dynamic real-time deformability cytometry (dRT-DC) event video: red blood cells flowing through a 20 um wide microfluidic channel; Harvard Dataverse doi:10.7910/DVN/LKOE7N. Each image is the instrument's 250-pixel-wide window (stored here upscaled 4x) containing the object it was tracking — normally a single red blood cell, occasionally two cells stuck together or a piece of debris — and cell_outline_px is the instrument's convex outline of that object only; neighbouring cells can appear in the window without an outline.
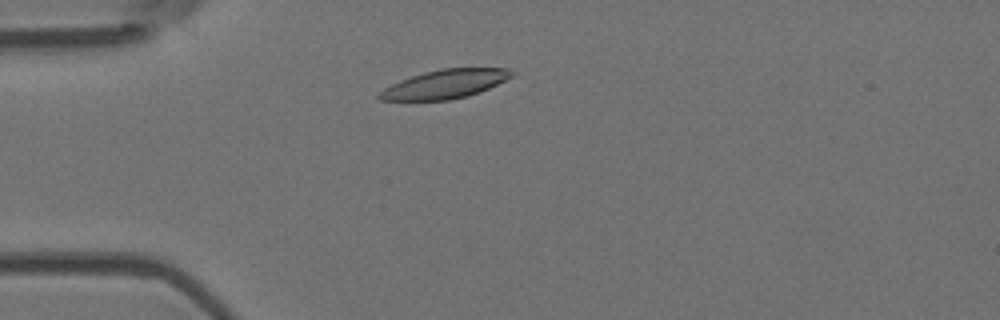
{"species": "Egyptian fruit bat (a non-hibernating species)", "species_latin": "Rousettus aegyptiacus", "temperature_condition": "room temperature", "stored_images_in_passage": 4, "camera_frame_rate_fps": 3000, "um_per_image_px": 0.085, "animal": {"sex": "female"}, "frame": {"image": 1, "passage_image": 3, "time_ms": 0.667, "image_size_px": [1000, 320], "cell_outline_px": [[516, 72], [512, 76], [488, 88], [468, 96], [448, 100], [380, 100], [376, 96], [384, 88], [400, 80], [424, 72], [440, 68], [508, 68]], "centroid_in_image_um": [37.82, 7.14], "position_along_channel_um": 47.2, "area_um2": 22.02}}